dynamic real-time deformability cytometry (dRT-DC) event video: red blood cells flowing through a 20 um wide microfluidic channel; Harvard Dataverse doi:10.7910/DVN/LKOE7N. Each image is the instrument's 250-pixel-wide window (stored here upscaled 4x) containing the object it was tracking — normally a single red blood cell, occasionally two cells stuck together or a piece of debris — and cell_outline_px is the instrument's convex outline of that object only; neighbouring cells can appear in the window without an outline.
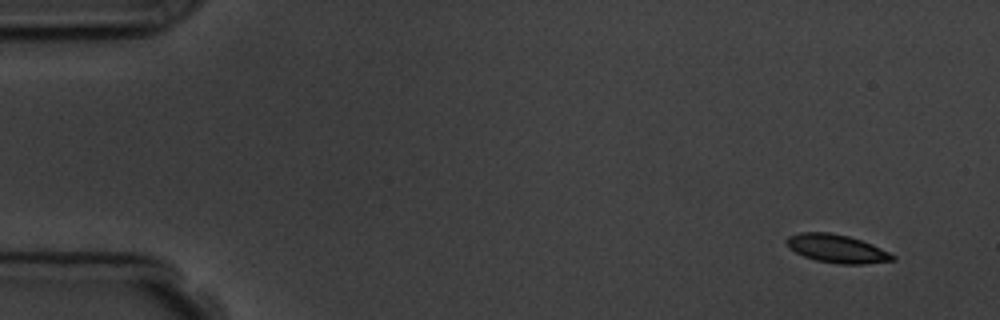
{"species": "common noctule bat (a hibernating species)", "species_latin": "Nyctalus noctula", "temperature_condition": "room temperature", "stored_images_in_passage": 5, "segment_of_instrument_passage": [1, 2], "camera_frame_rate_fps": 3000, "um_per_image_px": 0.085, "animal": {"sex": "male", "body_mass_g": 19.5, "forearm_length_mm": 54.6}, "frame": {"image": 1, "passage_image": 1, "time_ms": 0.0, "image_size_px": [1000, 320], "cell_outline_px": [[896, 260], [864, 264], [840, 264], [816, 260], [804, 256], [788, 248], [784, 240], [788, 236], [800, 232], [828, 232], [848, 236], [872, 244], [896, 256]], "centroid_in_image_um": [71.11, 21.13], "position_along_channel_um": 13.9, "area_um2": 17.46}}